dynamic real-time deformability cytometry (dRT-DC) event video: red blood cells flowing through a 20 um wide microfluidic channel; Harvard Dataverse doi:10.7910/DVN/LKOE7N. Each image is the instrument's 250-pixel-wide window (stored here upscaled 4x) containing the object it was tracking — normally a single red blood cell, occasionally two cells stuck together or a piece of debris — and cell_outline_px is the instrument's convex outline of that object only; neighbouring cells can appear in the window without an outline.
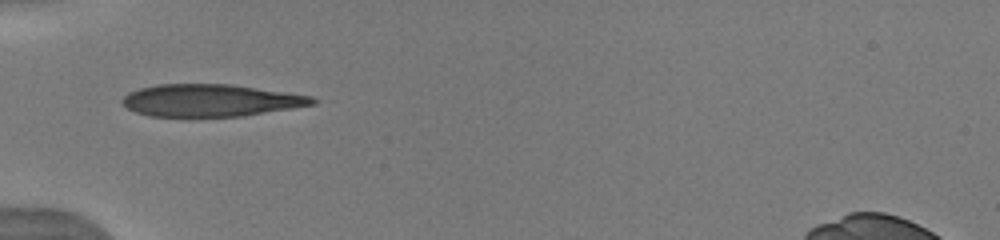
{"species": "human", "species_latin": "Homo sapiens", "temperature_condition": "warm", "stored_images_in_passage": 21, "camera_frame_rate_fps": 3000, "um_per_image_px": 0.085, "donor": {"sex": "male"}, "frame": {"image": 1, "passage_image": 1, "time_ms": 0.0, "image_size_px": [1000, 240], "cell_outline_px": [[316, 104], [244, 116], [148, 116], [136, 112], [128, 108], [120, 100], [128, 92], [140, 88], [156, 84], [232, 84], [312, 96], [316, 100]], "centroid_in_image_um": [17.89, 8.53], "position_along_channel_um": 67.1, "area_um2": 35.66}, "authors_computed_cell_mechanics": {"area_um2": 34.68, "velocity_mm_per_s": 4.0789, "shape_relaxation_time_tau1_ms": 4.3965, "shape_relaxation_time_tau2_ms": 7.7146, "deformation_change_tau1": 0.1153, "deformation_change_tau2": 0.1873}}